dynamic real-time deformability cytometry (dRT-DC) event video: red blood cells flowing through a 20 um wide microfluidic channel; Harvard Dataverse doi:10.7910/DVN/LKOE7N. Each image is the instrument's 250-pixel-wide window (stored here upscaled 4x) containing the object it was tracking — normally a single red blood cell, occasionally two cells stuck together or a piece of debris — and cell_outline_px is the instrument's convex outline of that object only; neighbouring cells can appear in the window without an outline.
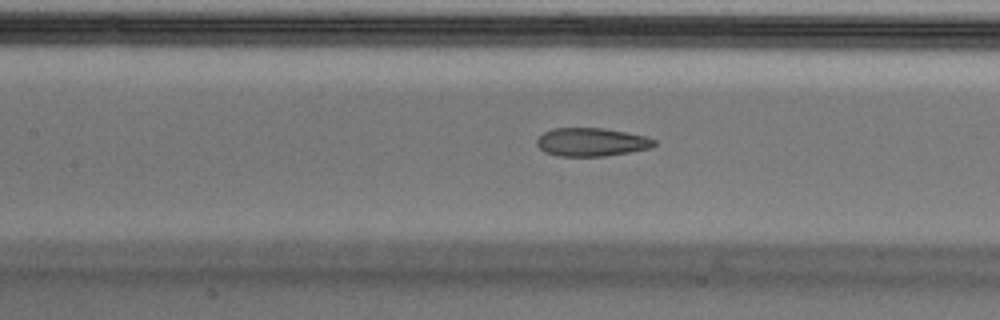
{"species": "Egyptian fruit bat (a non-hibernating species)", "species_latin": "Rousettus aegyptiacus", "temperature_condition": "cold", "stored_images_in_passage": 49, "segment_of_instrument_passage": [1, 2], "camera_frame_rate_fps": 3000, "um_per_image_px": 0.085, "animal": {"sex": "male"}, "frame": {"image": 1, "passage_image": 19, "time_ms": 6.0, "image_size_px": [1000, 320], "cell_outline_px": [[656, 144], [652, 148], [604, 156], [556, 156], [544, 152], [536, 144], [536, 140], [544, 132], [552, 128], [604, 128], [648, 136], [656, 140]], "centroid_in_image_um": [50.29, 12.07], "position_along_channel_um": 157.1, "area_um2": 19.54}}
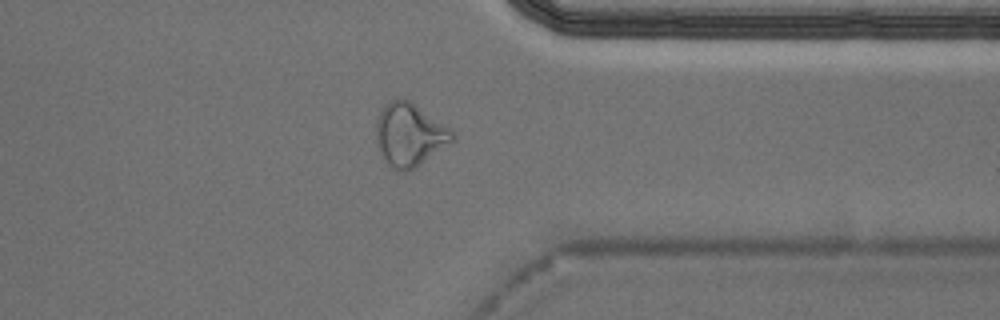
{"frame": {"image": 2, "passage_image": 37, "time_ms": 12.0, "image_size_px": [1000, 320], "cell_outline_px": [[456, 140], [420, 164], [404, 172], [392, 168], [380, 156], [376, 136], [376, 120], [384, 104], [388, 100], [408, 100], [452, 128], [456, 132]], "centroid_in_image_um": [34.83, 11.46], "position_along_channel_um": 376.6, "area_um2": 28.09}}
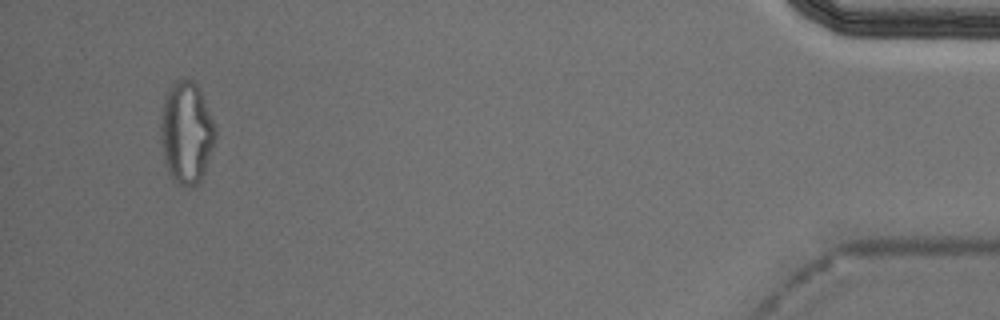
{"frame": {"image": 3, "passage_image": 46, "time_ms": 15.0, "image_size_px": [1000, 320], "cell_outline_px": [[216, 140], [204, 172], [200, 180], [192, 188], [188, 188], [176, 184], [172, 180], [164, 164], [160, 140], [160, 116], [164, 100], [168, 88], [180, 76], [192, 80], [196, 84], [204, 100], [216, 128]], "centroid_in_image_um": [15.82, 11.3], "position_along_channel_um": 419.4, "area_um2": 33.12}}